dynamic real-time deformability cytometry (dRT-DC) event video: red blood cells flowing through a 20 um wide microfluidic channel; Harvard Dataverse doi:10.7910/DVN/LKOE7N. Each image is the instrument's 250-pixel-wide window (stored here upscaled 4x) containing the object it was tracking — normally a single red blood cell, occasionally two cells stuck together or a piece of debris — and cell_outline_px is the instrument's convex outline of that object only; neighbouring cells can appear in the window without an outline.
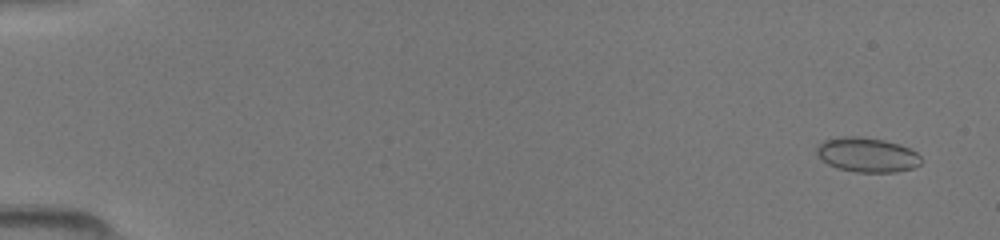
{"species": "common noctule bat (a hibernating species)", "species_latin": "Nyctalus noctula", "temperature_condition": "room temperature", "stored_images_in_passage": 49, "camera_frame_rate_fps": 3000, "um_per_image_px": 0.085, "animal": {"sex": "female", "body_mass_g": 19.5, "forearm_length_mm": 54.1}, "frame": {"image": 1, "passage_image": 3, "time_ms": 0.667, "image_size_px": [1000, 240], "cell_outline_px": [[920, 164], [912, 168], [896, 172], [856, 172], [836, 168], [820, 160], [816, 156], [816, 144], [824, 140], [844, 136], [860, 136], [884, 140], [900, 144], [916, 152], [920, 156]], "centroid_in_image_um": [73.64, 13.15], "position_along_channel_um": 11.4, "area_um2": 21.27}}
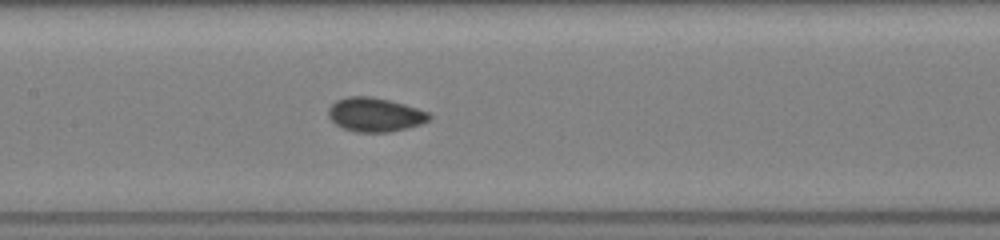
{"frame": {"image": 2, "passage_image": 25, "time_ms": 8.0, "image_size_px": [1000, 240], "cell_outline_px": [[432, 116], [428, 120], [420, 124], [408, 128], [388, 132], [356, 132], [344, 128], [336, 124], [328, 116], [328, 108], [336, 100], [348, 96], [372, 96], [404, 104], [428, 112]], "centroid_in_image_um": [31.86, 9.74], "position_along_channel_um": 175.5, "area_um2": 19.88}}
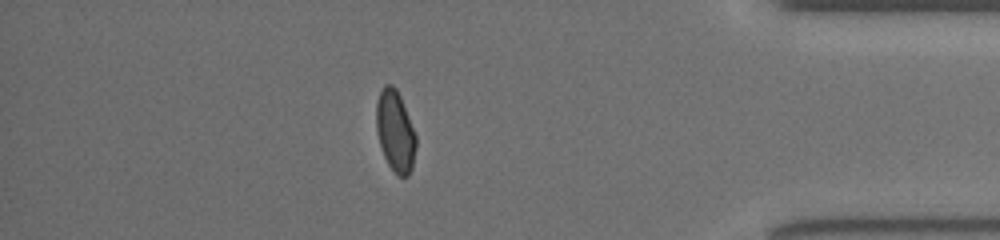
{"frame": {"image": 3, "passage_image": 43, "time_ms": 14.0, "image_size_px": [1000, 240], "cell_outline_px": [[416, 148], [412, 168], [408, 176], [396, 176], [388, 164], [384, 156], [380, 144], [376, 128], [376, 104], [380, 92], [384, 84], [392, 84], [396, 88], [400, 96], [416, 136]], "centroid_in_image_um": [33.59, 11.17], "position_along_channel_um": 401.6, "area_um2": 18.73}}